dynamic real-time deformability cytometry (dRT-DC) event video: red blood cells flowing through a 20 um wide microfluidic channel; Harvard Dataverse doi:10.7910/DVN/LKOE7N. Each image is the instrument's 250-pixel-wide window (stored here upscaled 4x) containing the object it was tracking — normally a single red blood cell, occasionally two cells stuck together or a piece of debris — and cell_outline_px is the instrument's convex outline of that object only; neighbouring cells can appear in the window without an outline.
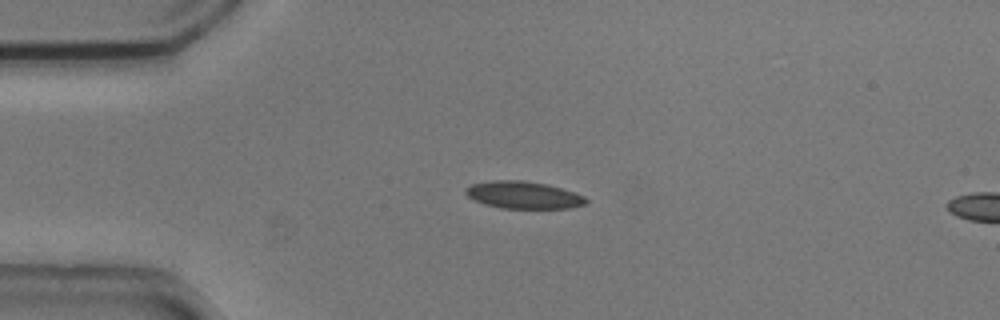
{"species": "common noctule bat (a hibernating species)", "species_latin": "Nyctalus noctula", "temperature_condition": "cold", "stored_images_in_passage": 16, "camera_frame_rate_fps": 3000, "um_per_image_px": 0.085, "animal": {"sex": "male", "body_mass_g": 20.5, "forearm_length_mm": 52.5}, "frame": {"image": 1, "passage_image": 12, "time_ms": 3.667, "image_size_px": [1000, 320], "cell_outline_px": [[588, 200], [584, 204], [568, 208], [500, 208], [484, 204], [472, 200], [464, 192], [464, 188], [472, 184], [492, 180], [520, 180], [548, 184], [584, 196]], "centroid_in_image_um": [44.42, 16.57], "position_along_channel_um": 40.6, "area_um2": 19.07}}